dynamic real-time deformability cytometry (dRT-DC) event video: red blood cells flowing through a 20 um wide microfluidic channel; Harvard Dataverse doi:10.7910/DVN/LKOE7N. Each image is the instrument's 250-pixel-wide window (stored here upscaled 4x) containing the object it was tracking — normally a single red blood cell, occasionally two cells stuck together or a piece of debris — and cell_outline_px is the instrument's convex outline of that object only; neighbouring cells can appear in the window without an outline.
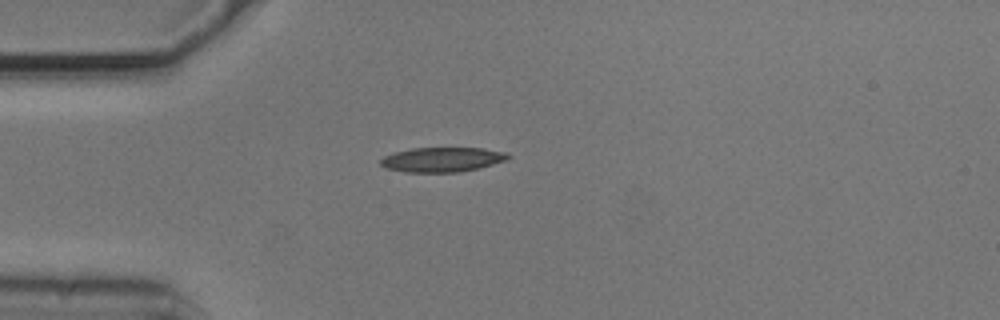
{"species": "common noctule bat (a hibernating species)", "species_latin": "Nyctalus noctula", "temperature_condition": "cold", "stored_images_in_passage": 41, "camera_frame_rate_fps": 3000, "um_per_image_px": 0.085, "animal": {"sex": "male", "body_mass_g": 20.5, "forearm_length_mm": 52.5}, "frame": {"image": 1, "passage_image": 1, "time_ms": 0.0, "image_size_px": [1000, 320], "cell_outline_px": [[512, 156], [508, 160], [480, 168], [456, 172], [404, 172], [384, 168], [380, 164], [380, 160], [384, 156], [396, 152], [412, 148], [484, 148], [508, 152]], "centroid_in_image_um": [37.63, 13.56], "position_along_channel_um": 47.4, "area_um2": 18.5}}
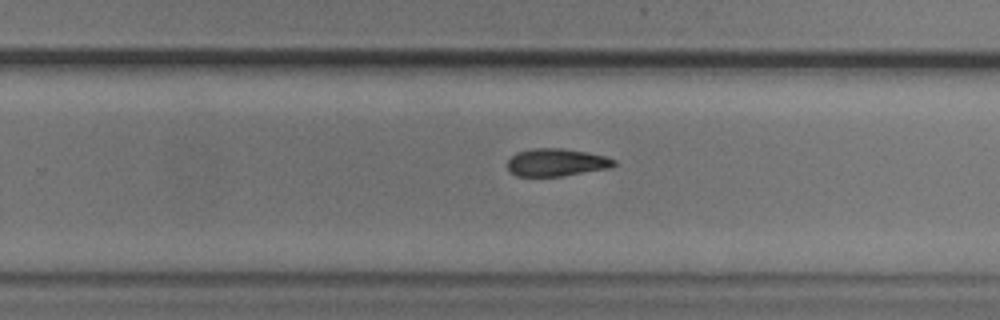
{"frame": {"image": 2, "passage_image": 21, "time_ms": 6.667, "image_size_px": [1000, 320], "cell_outline_px": [[616, 164], [612, 168], [560, 176], [516, 176], [508, 168], [508, 160], [516, 152], [532, 148], [564, 148], [604, 156], [616, 160]], "centroid_in_image_um": [47.3, 13.8], "position_along_channel_um": 282.5, "area_um2": 17.11}}
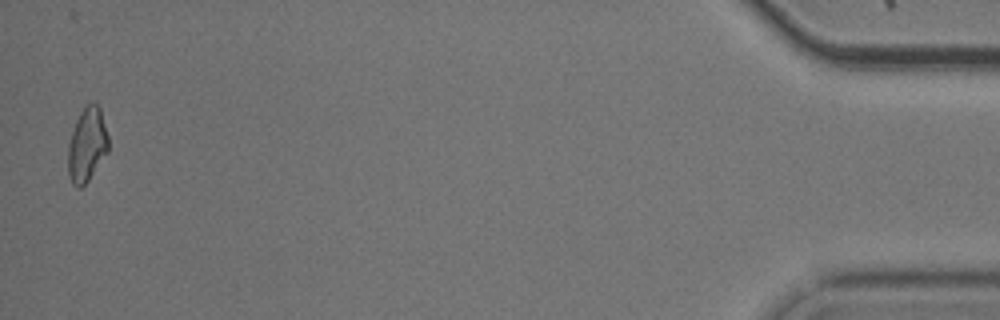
{"frame": {"image": 3, "passage_image": 40, "time_ms": 13.0, "image_size_px": [1000, 320], "cell_outline_px": [[108, 152], [88, 180], [80, 188], [76, 188], [72, 184], [68, 176], [68, 144], [76, 120], [80, 112], [92, 100], [100, 108], [108, 136]], "centroid_in_image_um": [7.39, 12.32], "position_along_channel_um": 427.8, "area_um2": 17.4}, "authors_computed_cell_mechanics": {"area_um2": 17.4556, "velocity_mm_per_s": 3.7268, "shape_relaxation_time_tau1_ms": 3.1314, "shape_relaxation_time_tau2_ms": 8.3554, "deformation_change_tau1": 0.0954, "deformation_change_tau2": 0.1796}}